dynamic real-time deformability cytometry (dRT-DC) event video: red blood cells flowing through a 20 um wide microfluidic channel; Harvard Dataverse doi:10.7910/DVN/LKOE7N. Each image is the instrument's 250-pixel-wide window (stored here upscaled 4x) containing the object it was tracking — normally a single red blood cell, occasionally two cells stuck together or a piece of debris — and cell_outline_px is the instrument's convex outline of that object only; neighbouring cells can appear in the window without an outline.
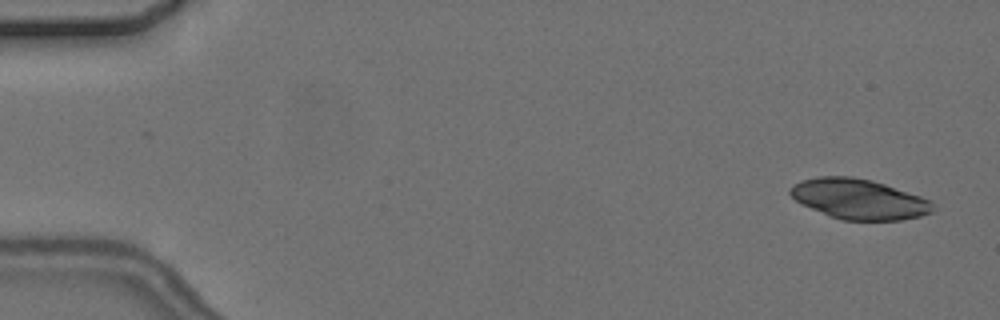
{"species": "common noctule bat (a hibernating species)", "species_latin": "Nyctalus noctula", "temperature_condition": "cold", "stored_images_in_passage": 5, "camera_frame_rate_fps": 3000, "um_per_image_px": 0.085, "animal": {"sex": "female", "body_mass_g": 24.6, "forearm_length_mm": 56.2}, "frame": {"image": 1, "passage_image": 1, "time_ms": 0.0, "image_size_px": [1000, 320], "cell_outline_px": [[936, 208], [932, 212], [920, 216], [900, 220], [844, 220], [832, 216], [800, 204], [788, 192], [788, 188], [792, 184], [800, 180], [820, 176], [852, 176], [872, 180], [932, 200]], "centroid_in_image_um": [73.0, 16.91], "position_along_channel_um": 12.0, "area_um2": 33.47}}